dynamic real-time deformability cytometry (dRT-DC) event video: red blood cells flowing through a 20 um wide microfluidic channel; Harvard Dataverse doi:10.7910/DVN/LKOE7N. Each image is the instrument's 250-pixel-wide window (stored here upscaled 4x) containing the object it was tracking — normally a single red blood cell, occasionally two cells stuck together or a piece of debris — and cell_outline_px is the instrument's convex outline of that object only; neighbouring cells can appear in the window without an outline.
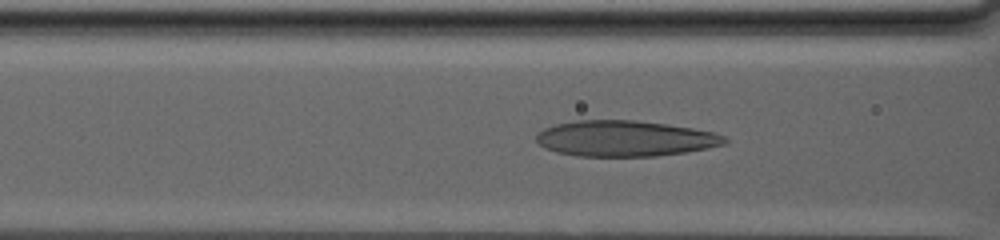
{"species": "human", "species_latin": "Homo sapiens", "temperature_condition": "warm", "stored_images_in_passage": 90, "camera_frame_rate_fps": 3000, "um_per_image_px": 0.085, "donor": {"sex": "male"}, "frame": {"image": 1, "passage_image": 42, "time_ms": 13.667, "image_size_px": [1000, 240], "cell_outline_px": [[728, 140], [724, 144], [708, 148], [684, 152], [656, 156], [576, 156], [556, 152], [544, 148], [536, 140], [536, 136], [544, 128], [556, 124], [576, 120], [636, 120], [668, 124], [692, 128], [712, 132], [724, 136]], "centroid_in_image_um": [53.1, 11.77], "position_along_channel_um": 113.5, "area_um2": 39.25}}
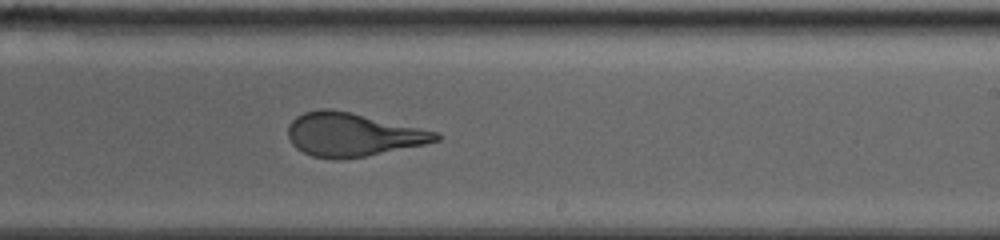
{"frame": {"image": 2, "passage_image": 60, "time_ms": 19.667, "image_size_px": [1000, 240], "cell_outline_px": [[440, 140], [424, 144], [364, 156], [340, 160], [336, 160], [312, 156], [296, 148], [292, 144], [288, 136], [288, 124], [296, 116], [304, 112], [320, 108], [332, 108], [352, 112], [440, 132]], "centroid_in_image_um": [29.95, 11.42], "position_along_channel_um": 259.1, "area_um2": 37.63}}
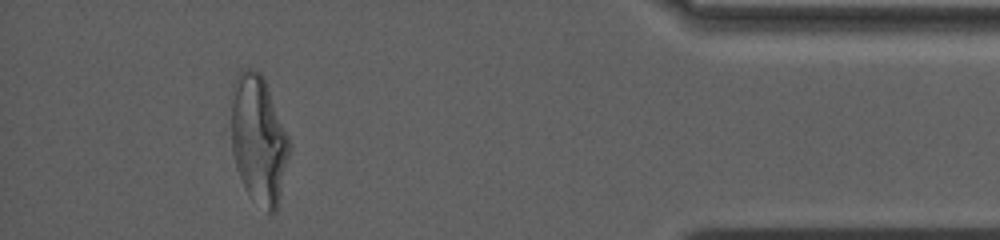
{"frame": {"image": 3, "passage_image": 84, "time_ms": 27.667, "image_size_px": [1000, 240], "cell_outline_px": [[292, 148], [280, 200], [276, 212], [268, 212], [248, 192], [240, 176], [236, 164], [232, 148], [232, 84], [236, 76], [240, 72], [248, 68], [252, 68], [260, 72], [264, 80], [292, 144]], "centroid_in_image_um": [22.02, 11.86], "position_along_channel_um": 413.2, "area_um2": 43.18}, "authors_computed_cell_mechanics": {"area_um2": 42.9454, "velocity_mm_per_s": 2.4261, "shape_relaxation_time_tau1_ms": null, "shape_relaxation_time_tau2_ms": 1.239, "deformation_change_tau1": null, "deformation_change_tau2": 0.0847}}